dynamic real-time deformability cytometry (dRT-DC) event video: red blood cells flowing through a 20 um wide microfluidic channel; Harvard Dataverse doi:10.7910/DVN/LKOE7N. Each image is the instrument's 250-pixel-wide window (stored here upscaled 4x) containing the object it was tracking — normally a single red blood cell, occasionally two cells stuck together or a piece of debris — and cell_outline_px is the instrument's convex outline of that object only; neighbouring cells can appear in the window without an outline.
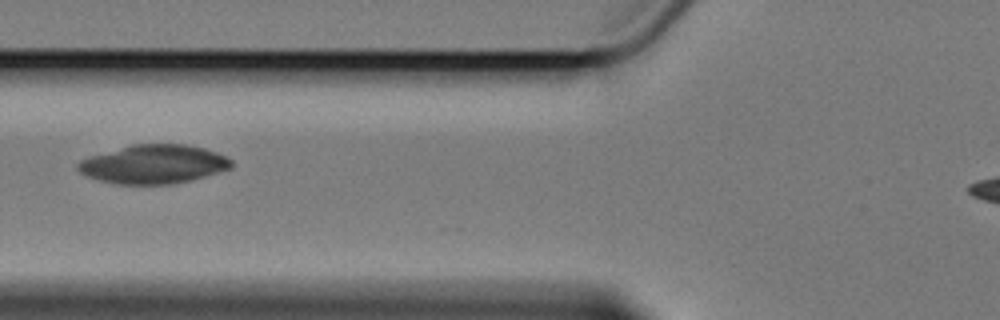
{"species": "Egyptian fruit bat (a non-hibernating species)", "species_latin": "Rousettus aegyptiacus", "temperature_condition": "cold", "stored_images_in_passage": 4, "camera_frame_rate_fps": 3000, "um_per_image_px": 0.085, "animal": {"sex": "female"}, "frame": {"image": 1, "passage_image": 3, "time_ms": 2.667, "image_size_px": [1000, 320], "cell_outline_px": [[232, 168], [192, 180], [172, 184], [116, 184], [100, 180], [88, 176], [80, 172], [76, 168], [76, 164], [80, 160], [88, 156], [132, 144], [184, 144], [204, 148], [228, 156], [232, 160]], "centroid_in_image_um": [13.06, 13.95], "position_along_channel_um": 112.7, "area_um2": 34.85}}
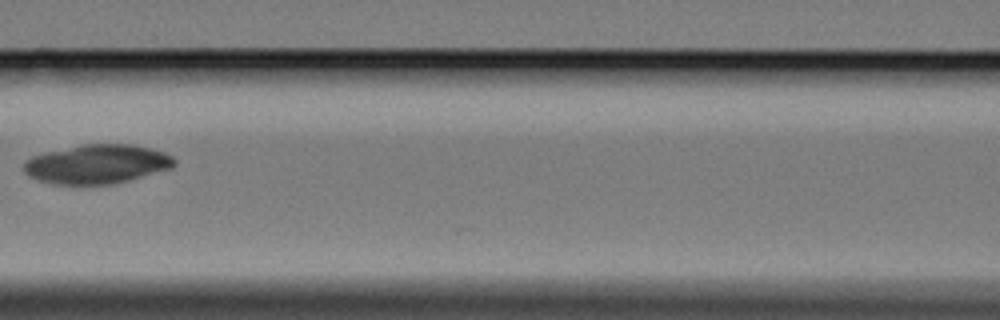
{"frame": {"image": 2, "passage_image": 4, "time_ms": 4.0, "image_size_px": [1000, 320], "cell_outline_px": [[176, 164], [172, 168], [128, 180], [112, 184], [52, 184], [28, 176], [24, 172], [24, 160], [32, 156], [44, 152], [84, 144], [132, 144], [152, 148], [164, 152], [172, 156], [176, 160]], "centroid_in_image_um": [8.25, 13.94], "position_along_channel_um": 158.4, "area_um2": 34.39}}